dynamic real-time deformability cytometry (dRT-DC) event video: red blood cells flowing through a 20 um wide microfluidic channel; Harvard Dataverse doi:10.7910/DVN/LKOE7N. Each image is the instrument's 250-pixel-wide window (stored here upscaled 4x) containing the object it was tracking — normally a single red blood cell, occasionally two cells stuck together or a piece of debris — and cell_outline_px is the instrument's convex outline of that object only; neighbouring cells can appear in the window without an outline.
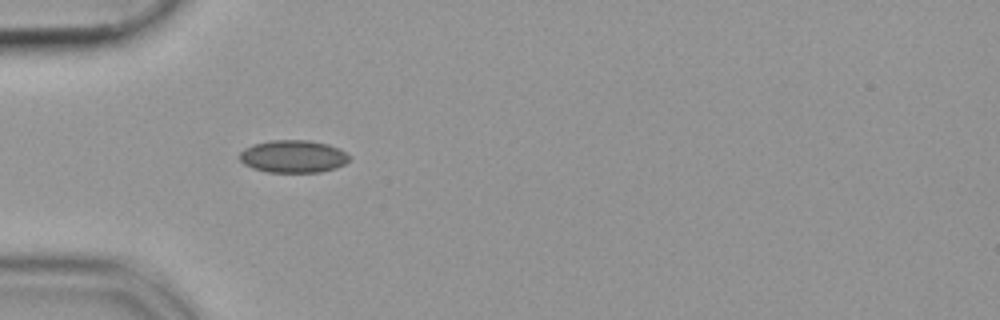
{"species": "common noctule bat (a hibernating species)", "species_latin": "Nyctalus noctula", "temperature_condition": "cold", "stored_images_in_passage": 53, "camera_frame_rate_fps": 3000, "um_per_image_px": 0.085, "animal": {"sex": "female", "body_mass_g": 19.9}, "frame": {"image": 1, "passage_image": 16, "time_ms": 5.0, "image_size_px": [1000, 320], "cell_outline_px": [[352, 156], [344, 164], [336, 168], [320, 172], [268, 172], [252, 168], [244, 164], [236, 156], [244, 148], [252, 144], [272, 140], [308, 140], [328, 144], [340, 148]], "centroid_in_image_um": [24.91, 13.29], "position_along_channel_um": 60.1, "area_um2": 21.1}}